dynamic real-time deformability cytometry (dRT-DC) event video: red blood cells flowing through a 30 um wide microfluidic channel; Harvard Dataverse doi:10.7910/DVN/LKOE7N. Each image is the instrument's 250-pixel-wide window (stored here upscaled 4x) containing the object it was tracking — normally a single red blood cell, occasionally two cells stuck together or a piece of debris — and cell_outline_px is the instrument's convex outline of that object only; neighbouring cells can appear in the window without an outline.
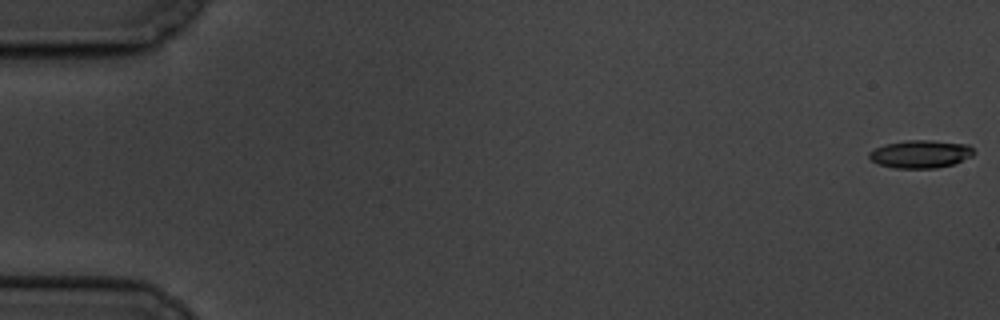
{"species": "common noctule bat (a hibernating species)", "species_latin": "Nyctalus noctula", "temperature_condition": "cold", "stored_images_in_passage": 5, "camera_frame_rate_fps": 3000, "um_per_image_px": 0.085, "animal": {"sex": "male", "body_mass_g": 19.5, "forearm_length_mm": 54.6}, "frame": {"image": 1, "passage_image": 1, "time_ms": 0.0, "image_size_px": [1000, 320], "cell_outline_px": [[976, 152], [972, 156], [952, 164], [936, 168], [896, 168], [880, 164], [872, 160], [868, 156], [868, 152], [884, 144], [908, 140], [932, 140], [968, 144]], "centroid_in_image_um": [78.26, 13.08], "position_along_channel_um": 6.7, "area_um2": 16.94}}
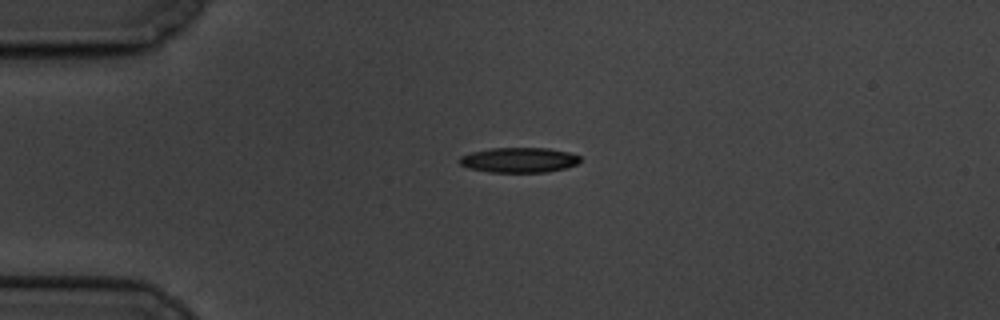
{"frame": {"image": 2, "passage_image": 5, "time_ms": 4.667, "image_size_px": [1000, 320], "cell_outline_px": [[580, 160], [576, 164], [568, 168], [544, 172], [488, 172], [468, 168], [460, 164], [456, 160], [460, 156], [472, 152], [492, 148], [548, 148], [568, 152], [580, 156]], "centroid_in_image_um": [44.09, 13.6], "position_along_channel_um": 40.9, "area_um2": 17.69}}